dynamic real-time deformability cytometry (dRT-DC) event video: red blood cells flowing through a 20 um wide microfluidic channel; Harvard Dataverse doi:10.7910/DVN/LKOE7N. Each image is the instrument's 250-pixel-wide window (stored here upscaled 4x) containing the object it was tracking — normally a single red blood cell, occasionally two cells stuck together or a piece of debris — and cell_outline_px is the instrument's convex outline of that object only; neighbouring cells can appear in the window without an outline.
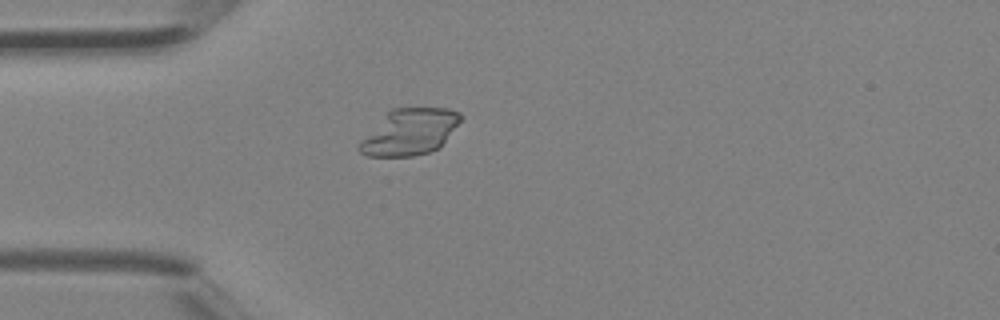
{"species": "Egyptian fruit bat (a non-hibernating species)", "species_latin": "Rousettus aegyptiacus", "temperature_condition": "room temperature", "stored_images_in_passage": 2, "camera_frame_rate_fps": 3000, "um_per_image_px": 0.085, "animal": {"sex": "female"}, "frame": {"image": 1, "passage_image": 2, "time_ms": 0.333, "image_size_px": [1000, 320], "cell_outline_px": [[464, 116], [444, 140], [436, 148], [428, 152], [412, 156], [368, 156], [360, 152], [356, 148], [360, 140], [392, 108], [448, 108], [460, 112]], "centroid_in_image_um": [34.79, 11.2], "position_along_channel_um": 50.2, "area_um2": 26.76}}